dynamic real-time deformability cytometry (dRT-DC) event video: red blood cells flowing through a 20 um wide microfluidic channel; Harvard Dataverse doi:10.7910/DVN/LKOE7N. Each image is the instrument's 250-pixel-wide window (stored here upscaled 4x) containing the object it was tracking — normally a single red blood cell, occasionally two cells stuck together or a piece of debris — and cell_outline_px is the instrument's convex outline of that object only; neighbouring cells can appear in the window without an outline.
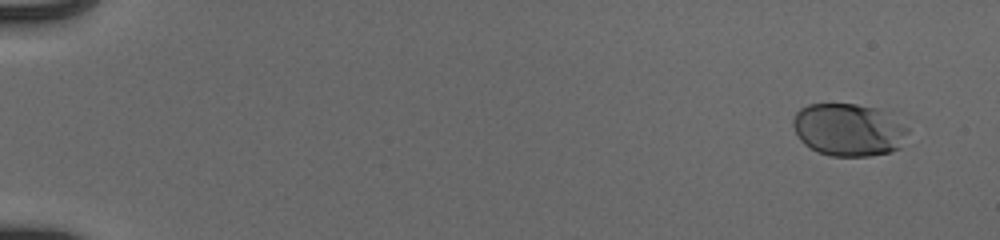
{"species": "human", "species_latin": "Homo sapiens", "temperature_condition": "cold", "stored_images_in_passage": 52, "camera_frame_rate_fps": 3000, "um_per_image_px": 0.085, "donor": {"sex": "male"}, "frame": {"image": 1, "passage_image": 1, "time_ms": 0.0, "image_size_px": [1000, 240], "cell_outline_px": [[908, 132], [900, 148], [888, 152], [868, 156], [832, 156], [816, 152], [804, 144], [800, 140], [792, 124], [792, 120], [796, 112], [800, 108], [808, 104], [856, 104], [880, 108], [908, 128]], "centroid_in_image_um": [72.1, 11.03], "position_along_channel_um": 12.9, "area_um2": 35.32}}
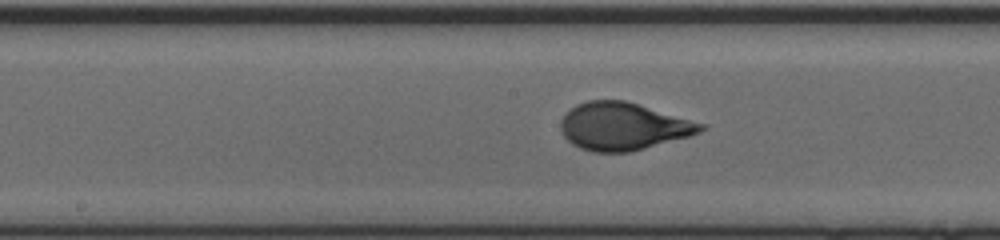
{"frame": {"image": 2, "passage_image": 28, "time_ms": 9.0, "image_size_px": [1000, 240], "cell_outline_px": [[708, 128], [700, 132], [688, 136], [644, 148], [628, 152], [592, 152], [580, 148], [572, 144], [560, 132], [560, 120], [576, 104], [588, 100], [624, 100], [708, 124]], "centroid_in_image_um": [52.97, 10.73], "position_along_channel_um": 195.2, "area_um2": 38.78}}
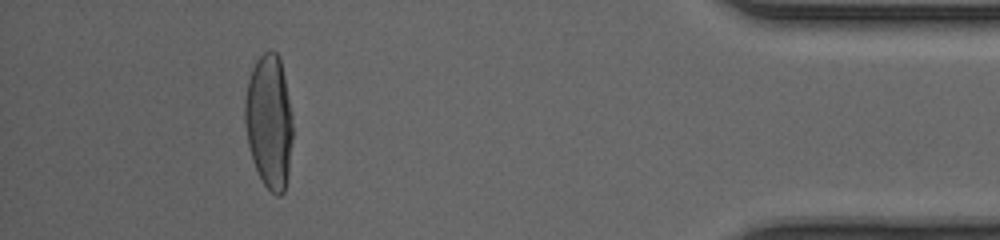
{"frame": {"image": 3, "passage_image": 48, "time_ms": 15.667, "image_size_px": [1000, 240], "cell_outline_px": [[292, 140], [288, 176], [284, 192], [280, 196], [276, 196], [264, 184], [252, 160], [248, 144], [244, 120], [244, 100], [248, 80], [252, 68], [256, 60], [268, 48], [272, 48], [280, 56], [292, 116]], "centroid_in_image_um": [22.87, 10.3], "position_along_channel_um": 412.3, "area_um2": 37.63}, "authors_computed_cell_mechanics": {"area_um2": 37.5989, "velocity_mm_per_s": 3.9639, "shape_relaxation_time_tau1_ms": 4.493, "shape_relaxation_time_tau2_ms": null, "deformation_change_tau1": 0.2078, "deformation_change_tau2": null}}